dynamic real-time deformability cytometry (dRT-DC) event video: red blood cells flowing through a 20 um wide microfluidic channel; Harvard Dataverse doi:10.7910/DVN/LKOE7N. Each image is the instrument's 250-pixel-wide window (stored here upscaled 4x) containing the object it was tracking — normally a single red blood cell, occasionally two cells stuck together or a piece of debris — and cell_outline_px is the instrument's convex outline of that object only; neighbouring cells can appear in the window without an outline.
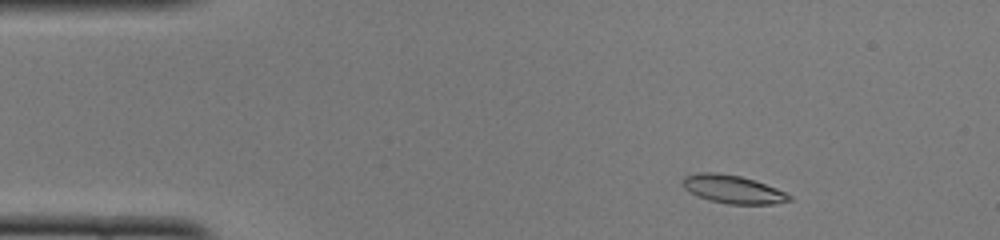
{"species": "common noctule bat (a hibernating species)", "species_latin": "Nyctalus noctula", "temperature_condition": "cold", "stored_images_in_passage": 47, "camera_frame_rate_fps": 3000, "um_per_image_px": 0.085, "animal": {"sex": "female", "body_mass_g": 22.0, "forearm_length_mm": 56.7}, "frame": {"image": 1, "passage_image": 4, "time_ms": 1.0, "image_size_px": [1000, 240], "cell_outline_px": [[792, 200], [772, 204], [728, 204], [708, 200], [696, 196], [684, 188], [680, 184], [680, 180], [684, 176], [696, 172], [716, 172], [740, 176], [776, 188], [792, 196]], "centroid_in_image_um": [62.21, 16.08], "position_along_channel_um": 22.8, "area_um2": 17.63}}
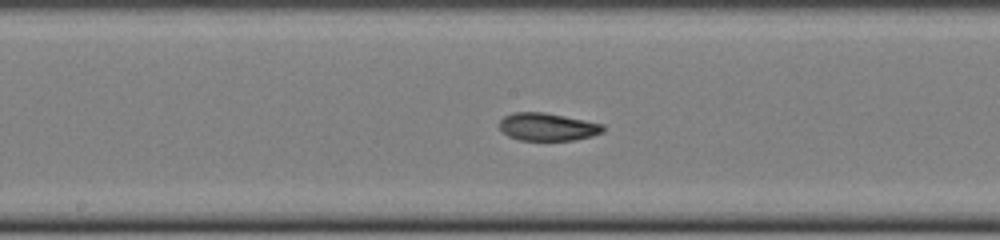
{"frame": {"image": 2, "passage_image": 23, "time_ms": 7.333, "image_size_px": [1000, 240], "cell_outline_px": [[604, 132], [592, 136], [572, 140], [520, 140], [508, 136], [500, 128], [500, 120], [504, 116], [512, 112], [544, 112], [604, 124]], "centroid_in_image_um": [46.54, 10.78], "position_along_channel_um": 201.7, "area_um2": 16.7}}
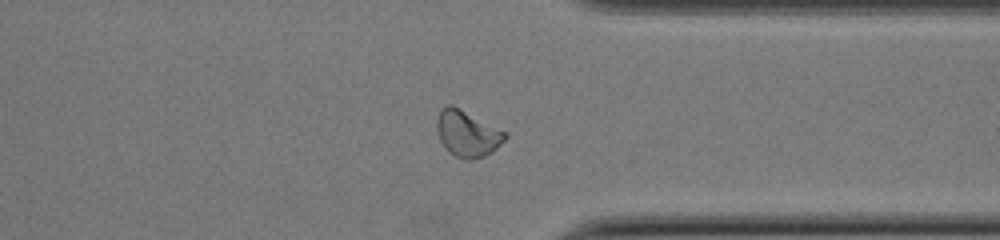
{"frame": {"image": 3, "passage_image": 36, "time_ms": 11.667, "image_size_px": [1000, 240], "cell_outline_px": [[508, 136], [492, 152], [484, 156], [472, 160], [464, 160], [448, 152], [440, 140], [436, 128], [436, 120], [440, 108], [448, 104], [452, 104], [508, 132]], "centroid_in_image_um": [39.72, 11.34], "position_along_channel_um": 371.7, "area_um2": 18.67}, "authors_computed_cell_mechanics": {"area_um2": 17.34, "velocity_mm_per_s": 3.9715, "shape_relaxation_time_tau1_ms": null, "shape_relaxation_time_tau2_ms": 3.0541, "deformation_change_tau1": null, "deformation_change_tau2": 0.0649}}